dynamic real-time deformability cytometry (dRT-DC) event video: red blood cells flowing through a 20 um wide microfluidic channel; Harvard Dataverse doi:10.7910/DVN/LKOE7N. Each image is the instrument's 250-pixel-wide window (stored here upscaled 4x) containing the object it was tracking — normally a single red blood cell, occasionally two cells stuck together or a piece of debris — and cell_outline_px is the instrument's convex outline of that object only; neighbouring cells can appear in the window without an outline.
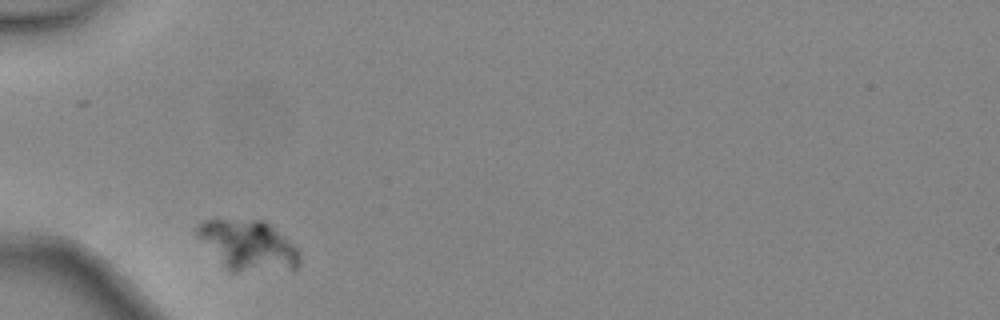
{"species": "common noctule bat (a hibernating species)", "species_latin": "Nyctalus noctula", "temperature_condition": "warm", "stored_images_in_passage": 30, "camera_frame_rate_fps": 3000, "um_per_image_px": 0.085, "animal": {"sex": "female", "body_mass_g": 24.6, "forearm_length_mm": 56.2}, "frame": {"image": 1, "passage_image": 1, "time_ms": 0.0, "image_size_px": [1000, 320], "cell_outline_px": [[300, 264], [292, 272], [228, 272], [224, 268], [196, 232], [196, 224], [204, 220], [216, 216], [260, 220], [268, 224], [292, 244], [296, 248], [300, 256]], "centroid_in_image_um": [21.07, 20.86], "position_along_channel_um": 63.9, "area_um2": 30.81}}
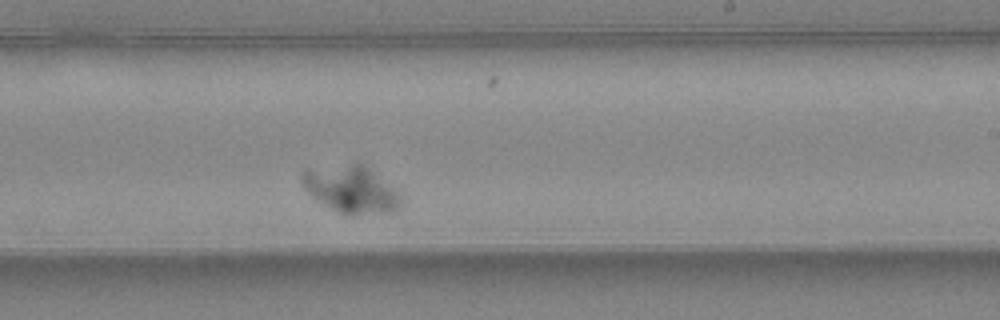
{"frame": {"image": 2, "passage_image": 17, "time_ms": 5.333, "image_size_px": [1000, 320], "cell_outline_px": [[404, 204], [396, 212], [352, 216], [348, 216], [316, 200], [304, 188], [300, 180], [300, 176], [304, 168], [352, 164], [364, 164], [392, 188], [404, 200]], "centroid_in_image_um": [29.83, 16.13], "position_along_channel_um": 259.2, "area_um2": 27.34}}
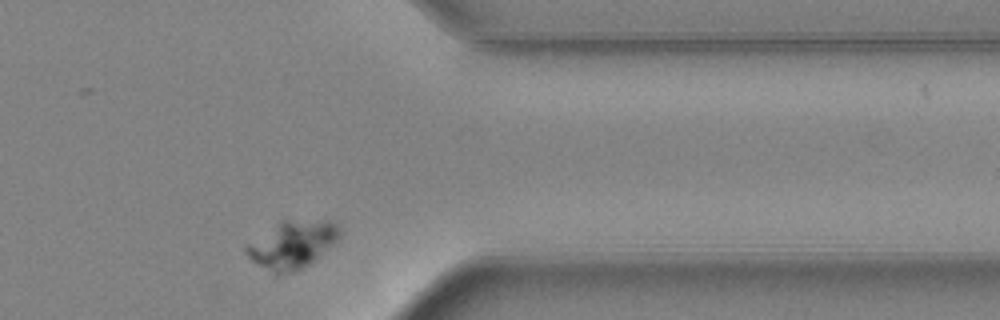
{"frame": {"image": 3, "passage_image": 27, "time_ms": 8.667, "image_size_px": [1000, 320], "cell_outline_px": [[340, 236], [332, 244], [308, 264], [292, 272], [276, 276], [272, 276], [252, 260], [244, 252], [244, 244], [280, 220], [332, 220], [336, 224], [340, 232]], "centroid_in_image_um": [24.74, 20.79], "position_along_channel_um": 386.7, "area_um2": 26.07}}